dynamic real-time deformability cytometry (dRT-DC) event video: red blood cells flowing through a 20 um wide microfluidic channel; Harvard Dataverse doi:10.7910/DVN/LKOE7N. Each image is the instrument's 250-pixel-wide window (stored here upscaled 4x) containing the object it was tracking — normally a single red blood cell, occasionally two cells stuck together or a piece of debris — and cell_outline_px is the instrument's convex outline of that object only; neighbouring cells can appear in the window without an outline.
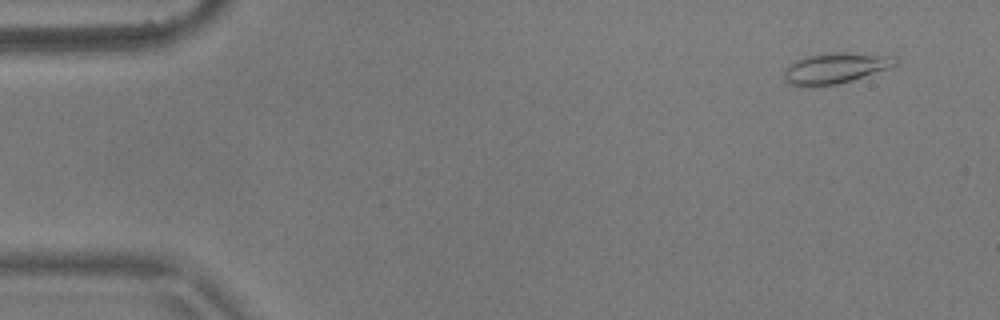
{"species": "common noctule bat (a hibernating species)", "species_latin": "Nyctalus noctula", "temperature_condition": "warm", "stored_images_in_passage": 4, "camera_frame_rate_fps": 3000, "um_per_image_px": 0.085, "animal": {"sex": "male", "body_mass_g": 17.9}, "frame": {"image": 1, "passage_image": 1, "time_ms": 0.0, "image_size_px": [1000, 320], "cell_outline_px": [[900, 56], [896, 64], [888, 68], [852, 80], [836, 84], [792, 84], [784, 80], [784, 68], [788, 64], [804, 56], [824, 52], [840, 52]], "centroid_in_image_um": [71.03, 5.73], "position_along_channel_um": 14.0, "area_um2": 19.65}}